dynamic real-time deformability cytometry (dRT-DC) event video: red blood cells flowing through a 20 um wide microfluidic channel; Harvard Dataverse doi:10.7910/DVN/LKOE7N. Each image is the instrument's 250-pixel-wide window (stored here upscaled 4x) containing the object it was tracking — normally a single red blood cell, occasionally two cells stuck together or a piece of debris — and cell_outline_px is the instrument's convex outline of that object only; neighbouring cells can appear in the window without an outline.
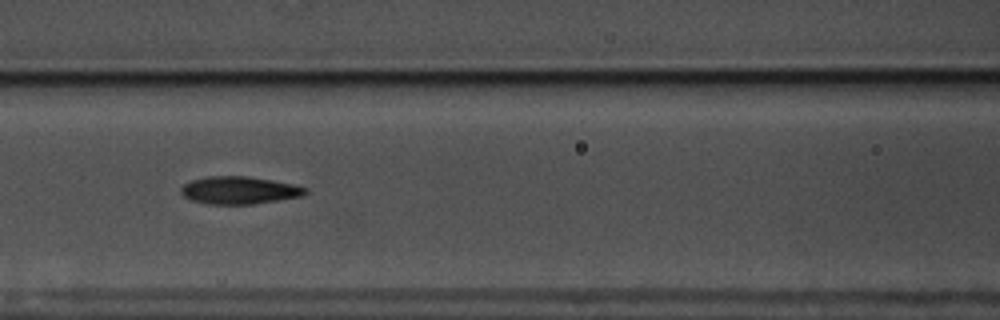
{"species": "common noctule bat (a hibernating species)", "species_latin": "Nyctalus noctula", "temperature_condition": "warm", "stored_images_in_passage": 49, "camera_frame_rate_fps": 3000, "um_per_image_px": 0.085, "animal": {"sex": "male", "body_mass_g": 17.5, "forearm_length_mm": 52.3}, "frame": {"image": 1, "passage_image": 17, "time_ms": 5.333, "image_size_px": [1000, 320], "cell_outline_px": [[308, 192], [300, 196], [252, 204], [208, 204], [192, 200], [184, 196], [180, 192], [180, 188], [184, 184], [192, 180], [208, 176], [244, 176], [272, 180], [292, 184], [308, 188]], "centroid_in_image_um": [20.31, 16.17], "position_along_channel_um": 146.3, "area_um2": 19.77}}
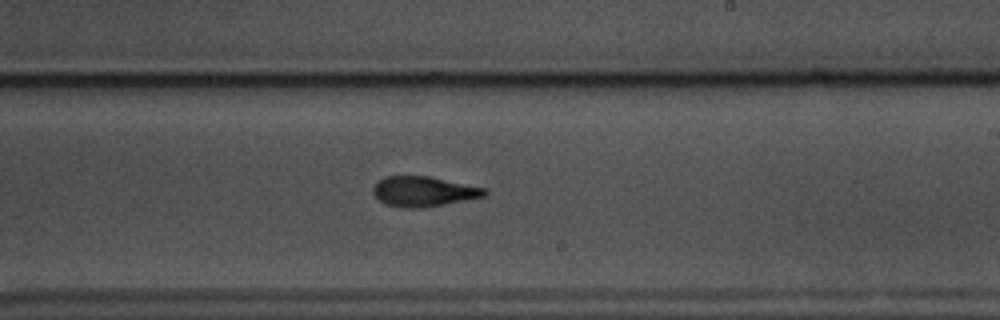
{"frame": {"image": 2, "passage_image": 26, "time_ms": 8.333, "image_size_px": [1000, 320], "cell_outline_px": [[488, 192], [484, 196], [464, 200], [420, 208], [388, 204], [380, 200], [372, 192], [372, 188], [376, 180], [384, 176], [428, 176], [484, 188]], "centroid_in_image_um": [35.96, 16.24], "position_along_channel_um": 253.0, "area_um2": 19.02}}
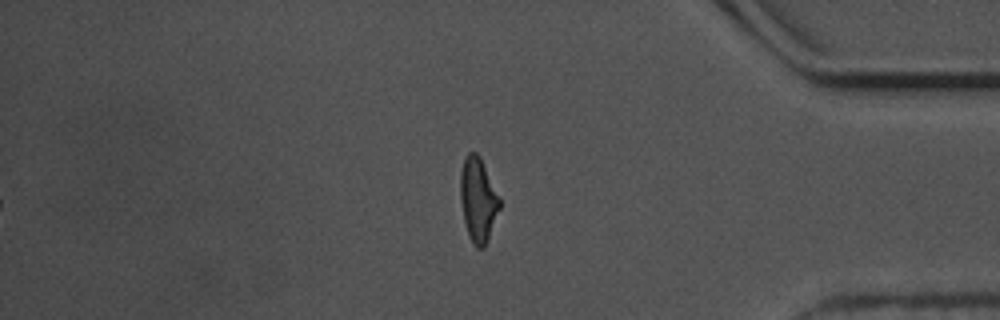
{"frame": {"image": 3, "passage_image": 40, "time_ms": 13.0, "image_size_px": [1000, 320], "cell_outline_px": [[500, 208], [484, 248], [476, 248], [472, 244], [468, 236], [464, 220], [460, 200], [460, 172], [464, 156], [468, 152], [476, 152], [480, 156], [500, 200]], "centroid_in_image_um": [40.61, 16.97], "position_along_channel_um": 394.6, "area_um2": 19.25}, "authors_computed_cell_mechanics": {"area_um2": 19.4208, "velocity_mm_per_s": 3.5761, "shape_relaxation_time_tau1_ms": 4.524, "shape_relaxation_time_tau2_ms": 2.9307, "deformation_change_tau1": 0.1789, "deformation_change_tau2": 0.1174}}